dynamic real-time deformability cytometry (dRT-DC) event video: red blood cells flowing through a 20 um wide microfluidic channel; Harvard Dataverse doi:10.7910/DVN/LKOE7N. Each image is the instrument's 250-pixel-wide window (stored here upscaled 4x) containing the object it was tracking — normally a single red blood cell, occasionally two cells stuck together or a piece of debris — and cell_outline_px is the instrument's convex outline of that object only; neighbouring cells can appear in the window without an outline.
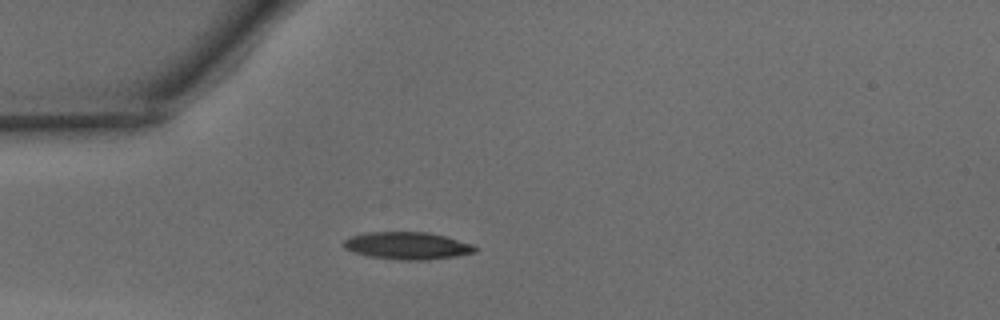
{"species": "common noctule bat (a hibernating species)", "species_latin": "Nyctalus noctula", "temperature_condition": "warm", "stored_images_in_passage": 27, "camera_frame_rate_fps": 3000, "um_per_image_px": 0.085, "animal": {"sex": "male", "body_mass_g": 15.6}, "frame": {"image": 1, "passage_image": 1, "time_ms": 0.0, "image_size_px": [1000, 320], "cell_outline_px": [[476, 252], [452, 256], [424, 260], [400, 260], [368, 256], [352, 252], [344, 248], [344, 240], [348, 236], [368, 232], [428, 232], [444, 236], [472, 244], [476, 248]], "centroid_in_image_um": [34.56, 20.88], "position_along_channel_um": 50.4, "area_um2": 20.81}}
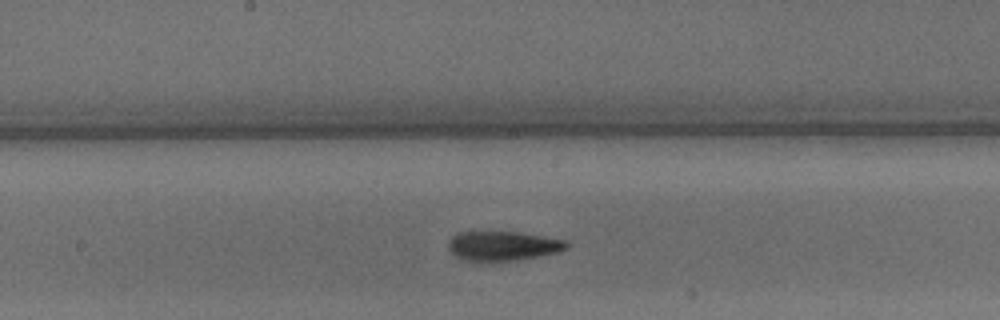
{"frame": {"image": 2, "passage_image": 13, "time_ms": 4.0, "image_size_px": [1000, 320], "cell_outline_px": [[568, 248], [556, 252], [536, 256], [512, 260], [472, 264], [456, 256], [448, 248], [448, 244], [452, 236], [460, 232], [520, 232], [568, 240]], "centroid_in_image_um": [42.7, 20.92], "position_along_channel_um": 205.5, "area_um2": 20.58}}
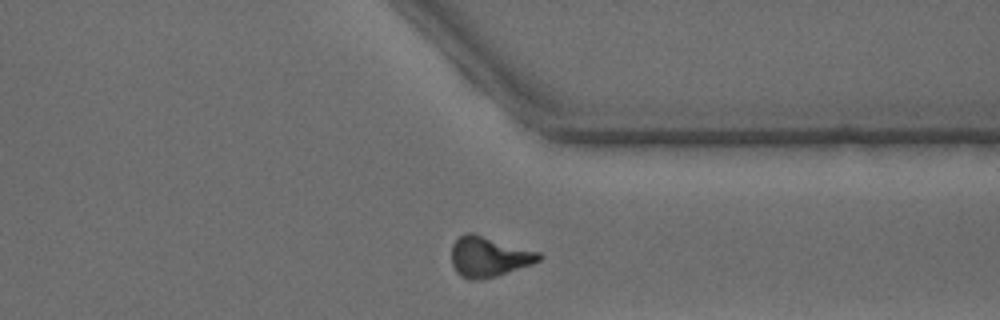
{"frame": {"image": 3, "passage_image": 25, "time_ms": 8.0, "image_size_px": [1000, 320], "cell_outline_px": [[544, 256], [540, 260], [532, 264], [496, 276], [480, 280], [468, 280], [460, 276], [456, 272], [452, 264], [452, 244], [464, 232], [472, 232], [540, 252]], "centroid_in_image_um": [41.54, 21.82], "position_along_channel_um": 369.9, "area_um2": 20.69}, "authors_computed_cell_mechanics": {"area_um2": 20.5768, "velocity_mm_per_s": 4.1367, "shape_relaxation_time_tau1_ms": 4.3749, "shape_relaxation_time_tau2_ms": 4.4462, "deformation_change_tau1": 0.1666, "deformation_change_tau2": 0.1376}}